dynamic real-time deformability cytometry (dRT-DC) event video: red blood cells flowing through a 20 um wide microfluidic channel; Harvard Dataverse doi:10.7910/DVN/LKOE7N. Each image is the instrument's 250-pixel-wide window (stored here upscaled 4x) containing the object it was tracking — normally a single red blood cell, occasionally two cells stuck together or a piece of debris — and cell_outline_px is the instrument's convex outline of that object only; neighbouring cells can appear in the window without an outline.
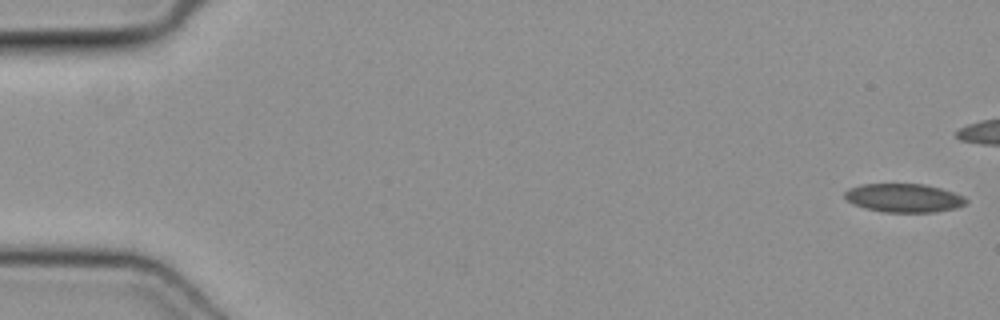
{"species": "common noctule bat (a hibernating species)", "species_latin": "Nyctalus noctula", "temperature_condition": "cold", "stored_images_in_passage": 4, "camera_frame_rate_fps": 3000, "um_per_image_px": 0.085, "animal": {"sex": "female", "body_mass_g": 19.3, "forearm_length_mm": 54.1}, "frame": {"image": 1, "passage_image": 1, "time_ms": 0.0, "image_size_px": [1000, 320], "cell_outline_px": [[968, 200], [964, 204], [956, 208], [936, 212], [884, 212], [864, 208], [852, 204], [844, 196], [844, 192], [848, 188], [860, 184], [924, 184], [940, 188], [964, 196]], "centroid_in_image_um": [76.8, 16.82], "position_along_channel_um": 8.2, "area_um2": 20.29}}